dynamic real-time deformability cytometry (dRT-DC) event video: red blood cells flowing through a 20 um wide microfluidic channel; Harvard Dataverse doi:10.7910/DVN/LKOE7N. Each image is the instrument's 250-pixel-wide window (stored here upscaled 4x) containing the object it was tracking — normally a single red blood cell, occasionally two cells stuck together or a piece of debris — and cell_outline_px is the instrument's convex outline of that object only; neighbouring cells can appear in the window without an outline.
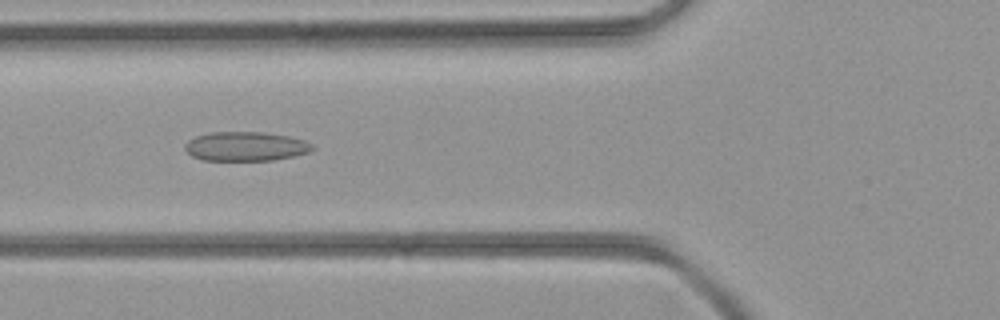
{"species": "common noctule bat (a hibernating species)", "species_latin": "Nyctalus noctula", "temperature_condition": "room temperature", "stored_images_in_passage": 35, "camera_frame_rate_fps": 3000, "um_per_image_px": 0.085, "animal": {"sex": "female", "body_mass_g": 21.9}, "frame": {"image": 1, "passage_image": 8, "time_ms": 2.333, "image_size_px": [1000, 320], "cell_outline_px": [[316, 148], [308, 152], [292, 156], [272, 160], [204, 160], [192, 156], [184, 148], [184, 144], [188, 140], [196, 136], [208, 132], [264, 132], [288, 136], [304, 140], [312, 144]], "centroid_in_image_um": [20.86, 12.43], "position_along_channel_um": 104.9, "area_um2": 21.68}}
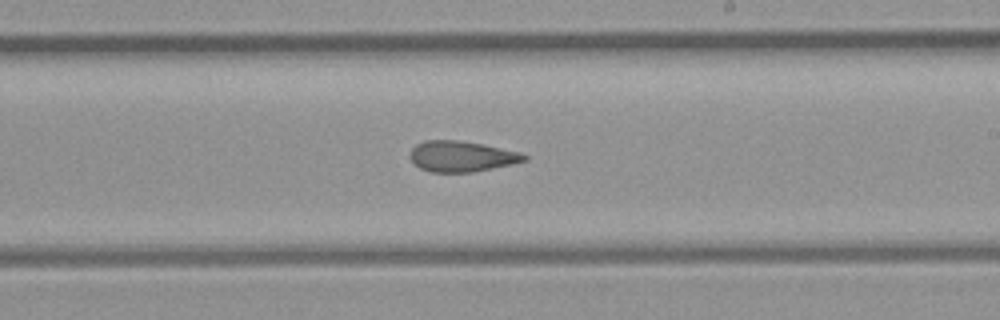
{"frame": {"image": 2, "passage_image": 17, "time_ms": 5.333, "image_size_px": [1000, 320], "cell_outline_px": [[528, 160], [492, 168], [472, 172], [432, 172], [420, 168], [412, 160], [412, 148], [416, 144], [424, 140], [456, 140], [480, 144], [520, 152], [528, 156]], "centroid_in_image_um": [39.24, 13.29], "position_along_channel_um": 249.8, "area_um2": 20.06}}
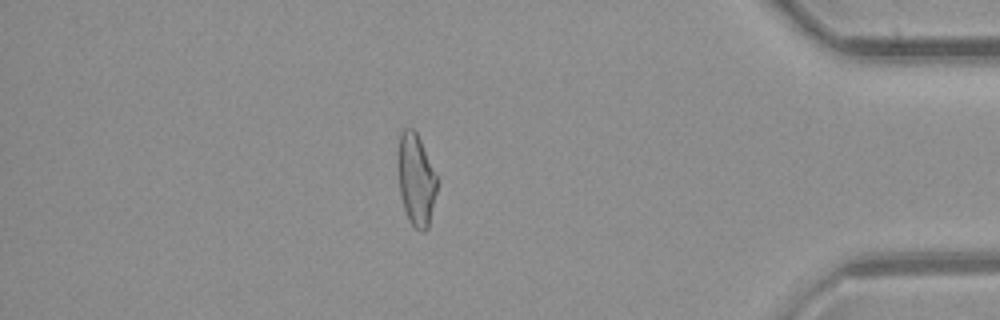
{"frame": {"image": 3, "passage_image": 29, "time_ms": 9.333, "image_size_px": [1000, 320], "cell_outline_px": [[436, 192], [428, 228], [424, 232], [420, 232], [408, 220], [404, 208], [400, 192], [396, 160], [396, 156], [400, 132], [404, 128], [412, 128], [416, 132], [420, 140], [436, 176]], "centroid_in_image_um": [35.32, 15.25], "position_along_channel_um": 399.9, "area_um2": 20.87}}